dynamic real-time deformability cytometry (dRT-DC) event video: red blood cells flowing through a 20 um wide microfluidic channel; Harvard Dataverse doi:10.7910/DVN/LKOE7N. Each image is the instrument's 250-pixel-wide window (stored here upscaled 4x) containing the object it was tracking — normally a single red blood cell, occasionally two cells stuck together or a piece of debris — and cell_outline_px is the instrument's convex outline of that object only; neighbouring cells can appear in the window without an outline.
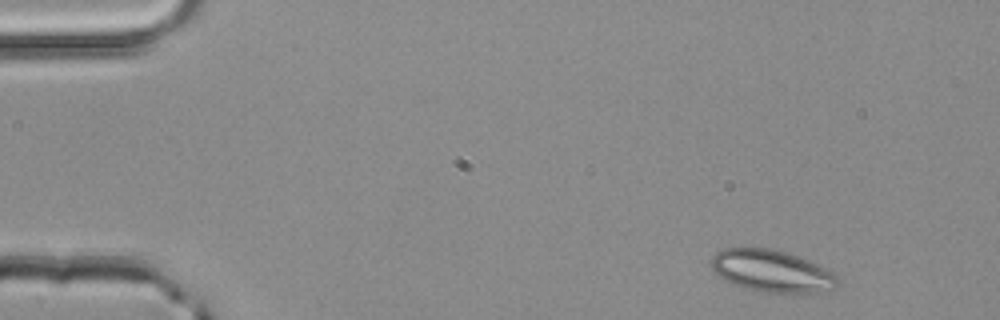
{"species": "common noctule bat (a hibernating species)", "species_latin": "Nyctalus noctula", "temperature_condition": "room temperature", "stored_images_in_passage": 2, "camera_frame_rate_fps": 3000, "um_per_image_px": 0.085, "animal": {"sex": "male", "body_mass_g": 20.4}, "frame": {"image": 1, "passage_image": 1, "time_ms": 0.0, "image_size_px": [1000, 320], "cell_outline_px": [[840, 284], [832, 292], [820, 296], [792, 296], [760, 292], [744, 288], [724, 280], [716, 276], [712, 272], [712, 256], [716, 252], [724, 248], [768, 248], [784, 252], [808, 260], [840, 276]], "centroid_in_image_um": [65.73, 23.14], "position_along_channel_um": 19.3, "area_um2": 32.66}}